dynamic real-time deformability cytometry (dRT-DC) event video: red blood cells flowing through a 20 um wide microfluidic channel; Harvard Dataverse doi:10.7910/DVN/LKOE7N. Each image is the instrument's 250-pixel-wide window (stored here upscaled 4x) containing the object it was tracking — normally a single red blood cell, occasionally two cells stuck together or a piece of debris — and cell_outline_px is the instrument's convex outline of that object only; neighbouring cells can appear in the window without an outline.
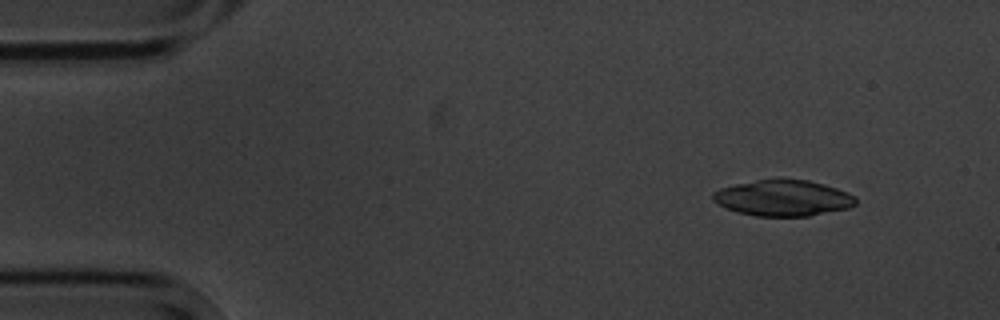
{"species": "common noctule bat (a hibernating species)", "species_latin": "Nyctalus noctula", "temperature_condition": "cold", "stored_images_in_passage": 6, "camera_frame_rate_fps": 3000, "um_per_image_px": 0.085, "animal": {"sex": "male", "body_mass_g": 20.1, "forearm_length_mm": 53.5}, "frame": {"image": 1, "passage_image": 2, "time_ms": 1.0, "image_size_px": [1000, 320], "cell_outline_px": [[856, 204], [848, 208], [808, 216], [756, 216], [736, 212], [712, 200], [712, 192], [720, 188], [736, 184], [756, 180], [780, 176], [808, 180], [824, 184], [848, 192], [856, 196]], "centroid_in_image_um": [66.56, 16.8], "position_along_channel_um": 18.4, "area_um2": 30.46}}